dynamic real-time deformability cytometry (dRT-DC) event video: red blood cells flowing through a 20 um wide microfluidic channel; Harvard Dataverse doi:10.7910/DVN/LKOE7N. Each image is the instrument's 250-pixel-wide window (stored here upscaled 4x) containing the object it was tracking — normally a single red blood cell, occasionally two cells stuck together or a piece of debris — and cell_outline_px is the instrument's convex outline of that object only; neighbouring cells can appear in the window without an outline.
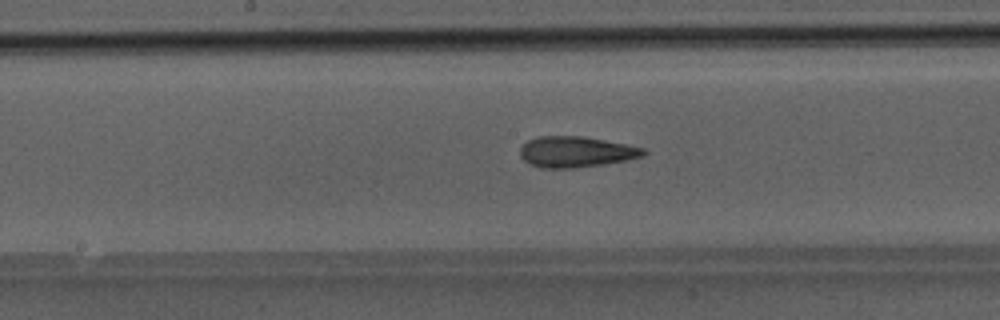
{"species": "Egyptian fruit bat (a non-hibernating species)", "species_latin": "Rousettus aegyptiacus", "temperature_condition": "room temperature", "stored_images_in_passage": 43, "camera_frame_rate_fps": 3000, "um_per_image_px": 0.085, "animal": {"sex": "male"}, "frame": {"image": 1, "passage_image": 20, "time_ms": 6.333, "image_size_px": [1000, 320], "cell_outline_px": [[648, 152], [644, 156], [604, 164], [576, 168], [540, 168], [528, 164], [520, 156], [520, 148], [528, 140], [540, 136], [584, 136], [644, 148]], "centroid_in_image_um": [48.93, 12.91], "position_along_channel_um": 199.3, "area_um2": 22.2}}
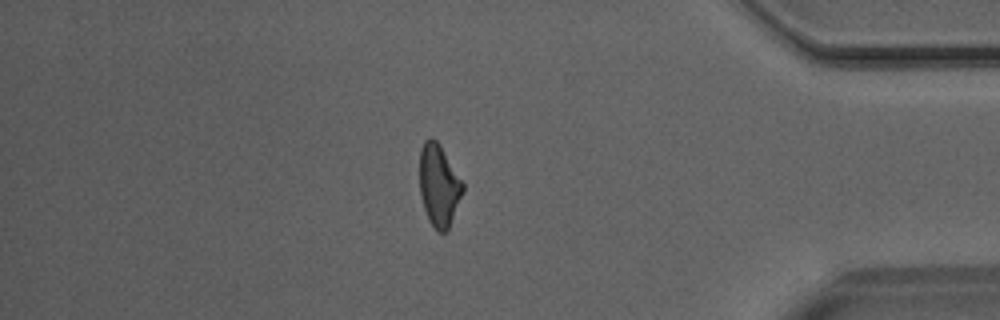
{"frame": {"image": 2, "passage_image": 36, "time_ms": 11.667, "image_size_px": [1000, 320], "cell_outline_px": [[464, 192], [448, 228], [444, 232], [436, 232], [428, 220], [424, 208], [420, 192], [420, 148], [424, 140], [432, 136], [440, 144], [464, 184]], "centroid_in_image_um": [37.3, 15.74], "position_along_channel_um": 397.9, "area_um2": 20.69}}
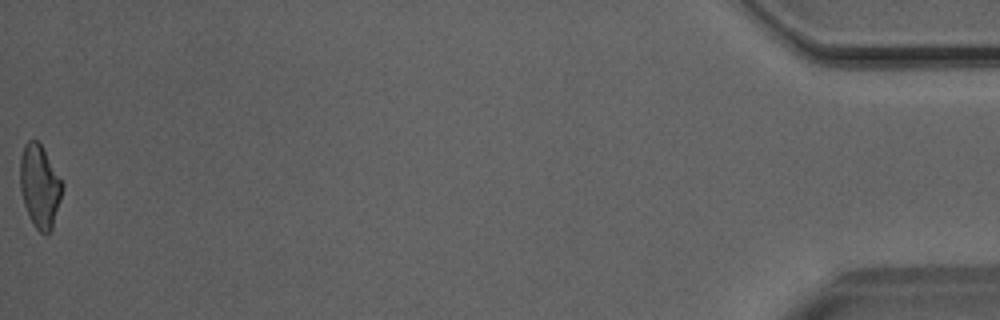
{"frame": {"image": 3, "passage_image": 43, "time_ms": 14.0, "image_size_px": [1000, 320], "cell_outline_px": [[64, 188], [52, 228], [48, 236], [44, 236], [32, 224], [28, 216], [24, 204], [20, 188], [20, 156], [24, 144], [28, 140], [36, 140], [40, 144], [64, 184]], "centroid_in_image_um": [3.37, 15.87], "position_along_channel_um": 431.8, "area_um2": 20.52}}